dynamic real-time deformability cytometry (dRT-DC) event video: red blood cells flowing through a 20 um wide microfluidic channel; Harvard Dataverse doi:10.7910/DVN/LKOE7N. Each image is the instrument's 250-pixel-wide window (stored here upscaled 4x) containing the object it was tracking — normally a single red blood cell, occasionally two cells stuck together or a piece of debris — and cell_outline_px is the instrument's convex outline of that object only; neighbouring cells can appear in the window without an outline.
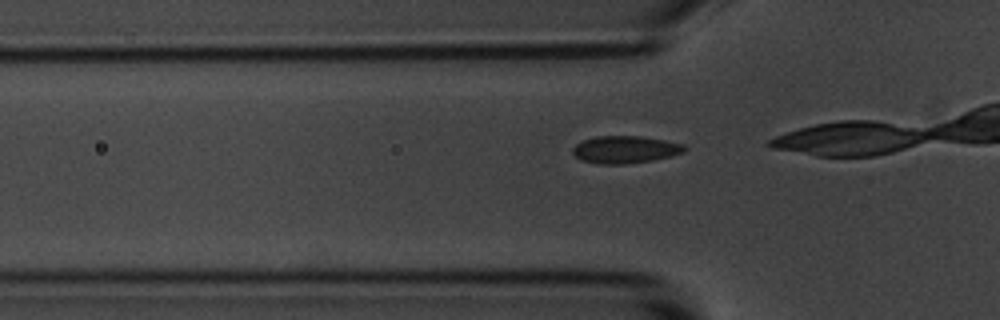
{"species": "common noctule bat (a hibernating species)", "species_latin": "Nyctalus noctula", "temperature_condition": "room temperature", "stored_images_in_passage": 7, "camera_frame_rate_fps": 3000, "um_per_image_px": 0.085, "animal": {"sex": "male", "body_mass_g": 20.1, "forearm_length_mm": 53.5}, "frame": {"image": 1, "passage_image": 4, "time_ms": 1.0, "image_size_px": [1000, 320], "cell_outline_px": [[688, 148], [684, 152], [672, 156], [652, 160], [624, 164], [600, 164], [580, 160], [572, 152], [572, 148], [576, 144], [584, 140], [596, 136], [640, 136], [664, 140], [684, 144]], "centroid_in_image_um": [53.15, 12.71], "position_along_channel_um": 72.6, "area_um2": 17.86}}